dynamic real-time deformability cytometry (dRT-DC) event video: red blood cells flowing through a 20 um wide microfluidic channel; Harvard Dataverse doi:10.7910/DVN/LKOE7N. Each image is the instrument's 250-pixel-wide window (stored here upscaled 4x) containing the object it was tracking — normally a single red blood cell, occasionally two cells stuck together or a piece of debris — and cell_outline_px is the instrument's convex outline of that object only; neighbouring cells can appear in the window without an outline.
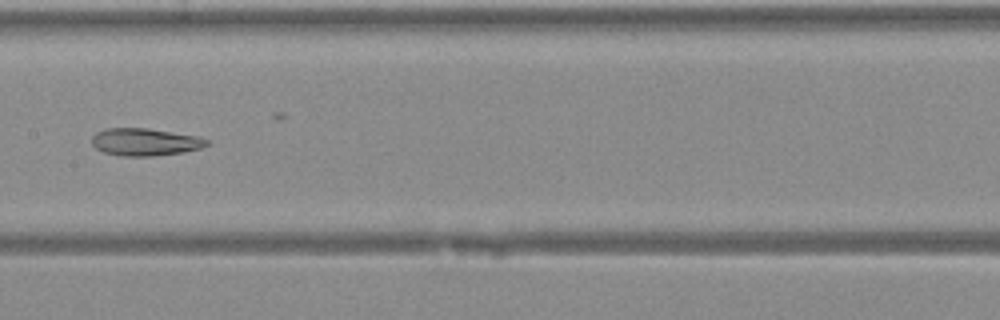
{"species": "Egyptian fruit bat (a non-hibernating species)", "species_latin": "Rousettus aegyptiacus", "temperature_condition": "warm", "stored_images_in_passage": 29, "camera_frame_rate_fps": 3000, "um_per_image_px": 0.085, "animal": {"sex": "female"}, "frame": {"image": 1, "passage_image": 9, "time_ms": 2.667, "image_size_px": [1000, 320], "cell_outline_px": [[208, 144], [200, 148], [184, 152], [152, 156], [120, 156], [104, 152], [96, 148], [92, 144], [92, 136], [96, 132], [104, 128], [148, 128], [200, 136], [208, 140]], "centroid_in_image_um": [12.32, 12.06], "position_along_channel_um": 195.1, "area_um2": 18.5}}
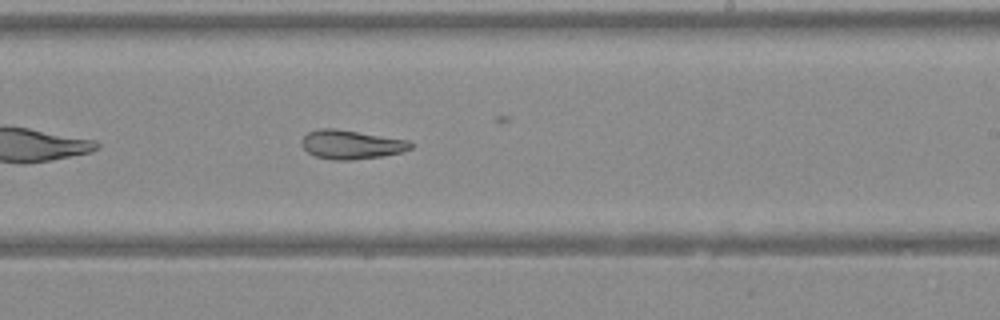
{"frame": {"image": 2, "passage_image": 13, "time_ms": 4.0, "image_size_px": [1000, 320], "cell_outline_px": [[412, 148], [400, 152], [380, 156], [352, 160], [332, 160], [316, 156], [308, 152], [300, 144], [300, 140], [308, 132], [320, 128], [336, 128], [408, 140], [412, 144]], "centroid_in_image_um": [29.81, 12.28], "position_along_channel_um": 259.2, "area_um2": 18.32}}
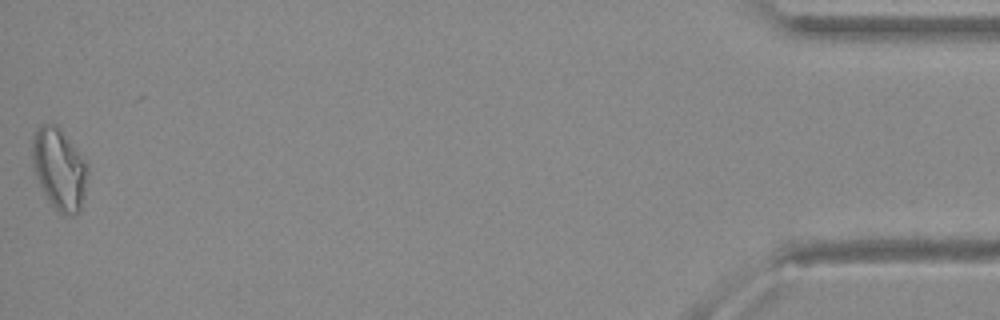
{"frame": {"image": 3, "passage_image": 29, "time_ms": 9.333, "image_size_px": [1000, 320], "cell_outline_px": [[88, 172], [84, 196], [80, 212], [72, 216], [64, 216], [56, 212], [48, 200], [32, 168], [32, 136], [36, 128], [40, 124], [56, 124], [60, 128], [88, 160]], "centroid_in_image_um": [5.06, 14.36], "position_along_channel_um": 430.1, "area_um2": 27.05}}